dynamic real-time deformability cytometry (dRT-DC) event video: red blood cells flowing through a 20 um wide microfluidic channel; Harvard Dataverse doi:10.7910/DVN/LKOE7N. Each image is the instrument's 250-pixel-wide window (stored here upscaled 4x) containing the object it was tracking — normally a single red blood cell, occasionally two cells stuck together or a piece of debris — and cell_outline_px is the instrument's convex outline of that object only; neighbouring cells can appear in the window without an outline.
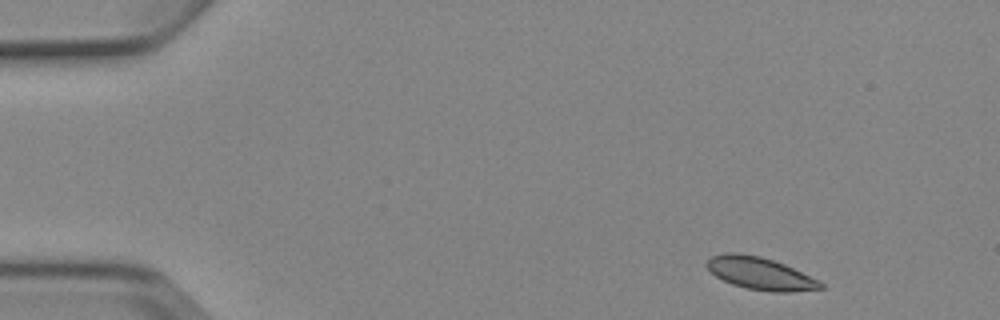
{"species": "Egyptian fruit bat (a non-hibernating species)", "species_latin": "Rousettus aegyptiacus", "temperature_condition": "cold", "stored_images_in_passage": 3, "camera_frame_rate_fps": 3000, "um_per_image_px": 0.085, "animal": {"sex": "female"}, "frame": {"image": 1, "passage_image": 1, "time_ms": 0.0, "image_size_px": [1000, 320], "cell_outline_px": [[824, 288], [792, 292], [772, 292], [748, 288], [732, 284], [716, 276], [704, 264], [712, 256], [724, 252], [740, 252], [760, 256], [784, 264], [820, 280], [824, 284]], "centroid_in_image_um": [64.63, 23.23], "position_along_channel_um": 20.4, "area_um2": 21.5}}